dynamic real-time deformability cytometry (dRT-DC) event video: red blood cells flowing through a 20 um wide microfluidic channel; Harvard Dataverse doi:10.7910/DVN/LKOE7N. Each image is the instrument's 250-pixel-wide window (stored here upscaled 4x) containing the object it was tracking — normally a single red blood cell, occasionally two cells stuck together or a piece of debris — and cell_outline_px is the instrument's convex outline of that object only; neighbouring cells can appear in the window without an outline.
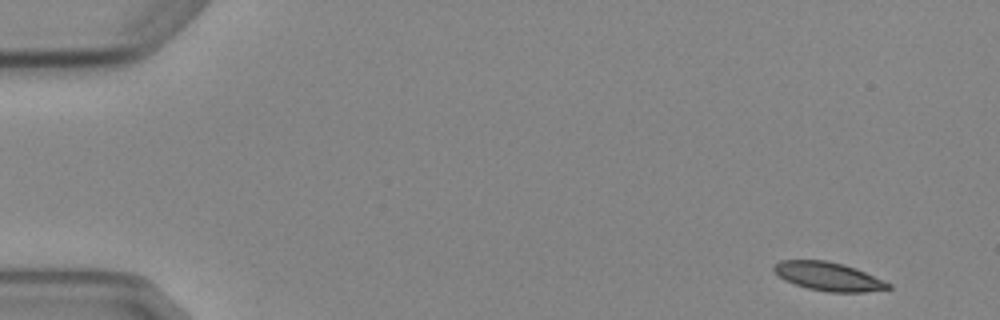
{"species": "Egyptian fruit bat (a non-hibernating species)", "species_latin": "Rousettus aegyptiacus", "temperature_condition": "cold", "stored_images_in_passage": 4, "camera_frame_rate_fps": 3000, "um_per_image_px": 0.085, "animal": {"sex": "female"}, "frame": {"image": 1, "passage_image": 1, "time_ms": 0.0, "image_size_px": [1000, 320], "cell_outline_px": [[892, 288], [864, 292], [828, 292], [808, 288], [784, 280], [772, 268], [780, 260], [824, 260], [844, 264], [856, 268], [892, 284]], "centroid_in_image_um": [70.44, 23.5], "position_along_channel_um": 14.6, "area_um2": 18.9}}